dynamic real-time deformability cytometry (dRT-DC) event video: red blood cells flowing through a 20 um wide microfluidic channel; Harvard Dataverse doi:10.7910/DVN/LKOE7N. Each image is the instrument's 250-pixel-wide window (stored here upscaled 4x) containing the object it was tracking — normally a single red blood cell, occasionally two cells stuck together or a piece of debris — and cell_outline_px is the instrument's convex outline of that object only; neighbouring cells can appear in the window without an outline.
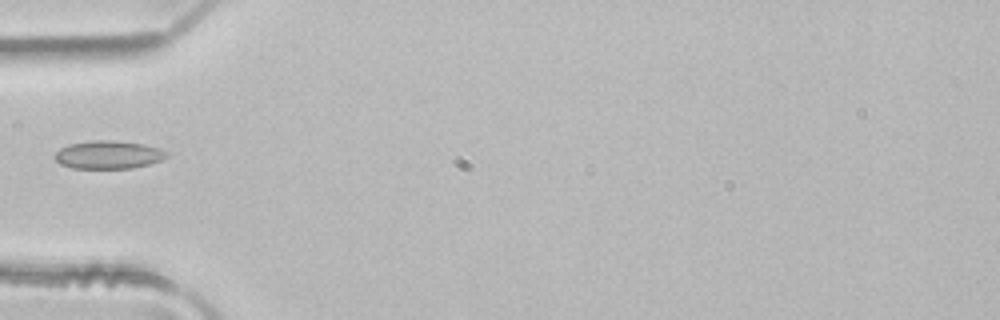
{"species": "common noctule bat (a hibernating species)", "species_latin": "Nyctalus noctula", "temperature_condition": "room temperature", "stored_images_in_passage": 5, "camera_frame_rate_fps": 3000, "um_per_image_px": 0.085, "animal": {"sex": "male", "body_mass_g": 21.5, "forearm_length_mm": 52.0}, "frame": {"image": 1, "passage_image": 5, "time_ms": 1.333, "image_size_px": [1000, 320], "cell_outline_px": [[168, 156], [160, 160], [148, 164], [132, 168], [72, 168], [60, 164], [52, 156], [60, 148], [68, 144], [92, 140], [112, 140], [144, 144], [168, 152]], "centroid_in_image_um": [9.16, 13.15], "position_along_channel_um": 75.8, "area_um2": 18.26}}